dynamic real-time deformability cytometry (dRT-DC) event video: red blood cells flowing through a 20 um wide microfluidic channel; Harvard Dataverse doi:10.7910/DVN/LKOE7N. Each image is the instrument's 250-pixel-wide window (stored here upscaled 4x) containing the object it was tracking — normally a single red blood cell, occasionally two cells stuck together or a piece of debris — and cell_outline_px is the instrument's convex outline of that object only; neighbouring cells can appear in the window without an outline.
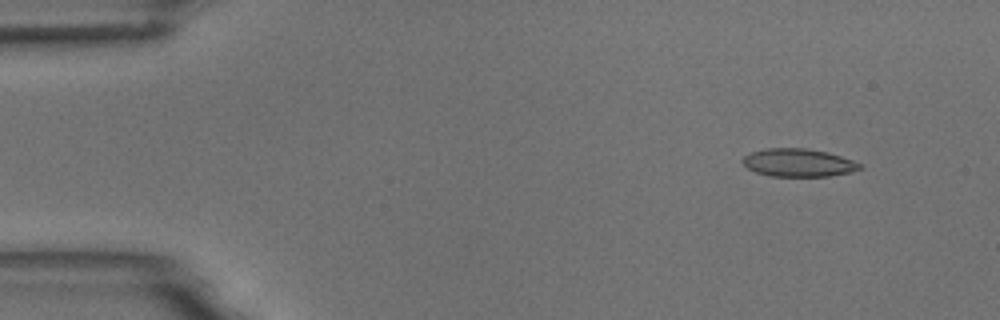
{"species": "common noctule bat (a hibernating species)", "species_latin": "Nyctalus noctula", "temperature_condition": "room temperature", "stored_images_in_passage": 5, "camera_frame_rate_fps": 3000, "um_per_image_px": 0.085, "animal": {"sex": "male", "body_mass_g": 18.8}, "frame": {"image": 1, "passage_image": 2, "time_ms": 1.0, "image_size_px": [1000, 320], "cell_outline_px": [[864, 168], [848, 172], [828, 176], [768, 176], [756, 172], [748, 168], [740, 160], [744, 156], [752, 152], [768, 148], [804, 148], [828, 152], [864, 164]], "centroid_in_image_um": [67.87, 13.83], "position_along_channel_um": 17.1, "area_um2": 19.07}}
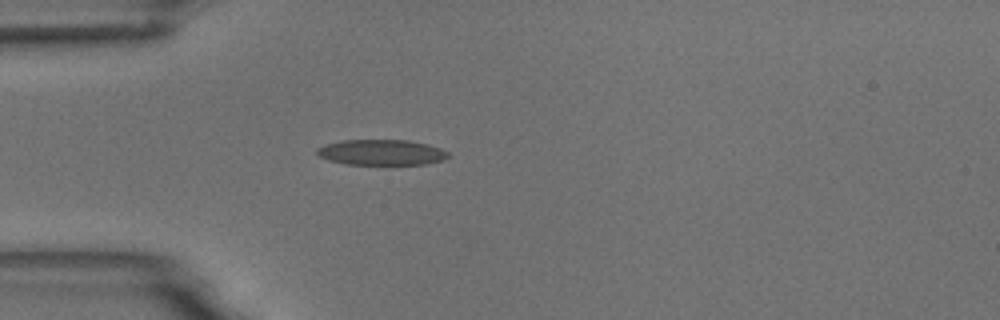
{"frame": {"image": 2, "passage_image": 5, "time_ms": 4.333, "image_size_px": [1000, 320], "cell_outline_px": [[452, 156], [444, 160], [424, 164], [344, 164], [328, 160], [320, 156], [316, 152], [316, 148], [324, 144], [340, 140], [408, 140], [428, 144], [440, 148], [448, 152]], "centroid_in_image_um": [32.43, 12.94], "position_along_channel_um": 52.6, "area_um2": 19.71}}